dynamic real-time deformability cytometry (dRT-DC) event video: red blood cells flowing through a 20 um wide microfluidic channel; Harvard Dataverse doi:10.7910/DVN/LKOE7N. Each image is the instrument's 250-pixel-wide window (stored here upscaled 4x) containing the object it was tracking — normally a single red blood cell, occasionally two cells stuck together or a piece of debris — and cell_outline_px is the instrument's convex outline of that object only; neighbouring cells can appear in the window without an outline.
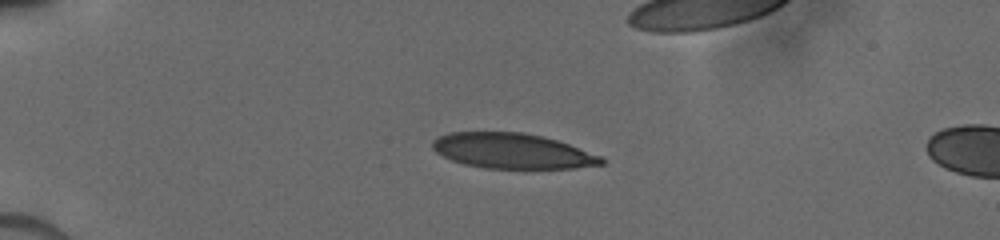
{"species": "human", "species_latin": "Homo sapiens", "temperature_condition": "cold", "stored_images_in_passage": 11, "camera_frame_rate_fps": 3000, "um_per_image_px": 0.085, "donor": {"sex": "male"}, "frame": {"image": 1, "passage_image": 5, "time_ms": 3.333, "image_size_px": [1000, 240], "cell_outline_px": [[604, 164], [576, 168], [484, 168], [464, 164], [452, 160], [436, 152], [432, 148], [432, 140], [448, 132], [524, 132], [556, 140], [604, 156]], "centroid_in_image_um": [43.56, 12.83], "position_along_channel_um": 41.4, "area_um2": 34.68}}
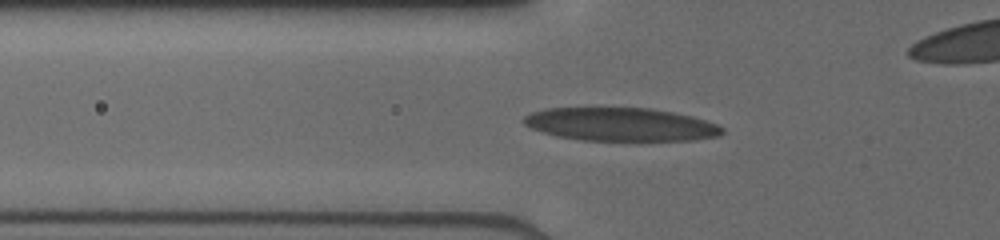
{"frame": {"image": 2, "passage_image": 8, "time_ms": 5.333, "image_size_px": [1000, 240], "cell_outline_px": [[724, 132], [720, 136], [692, 140], [580, 140], [556, 136], [532, 128], [524, 124], [520, 120], [524, 116], [532, 112], [544, 108], [652, 108], [692, 116], [716, 124], [724, 128]], "centroid_in_image_um": [52.74, 10.57], "position_along_channel_um": 73.1, "area_um2": 38.44}}
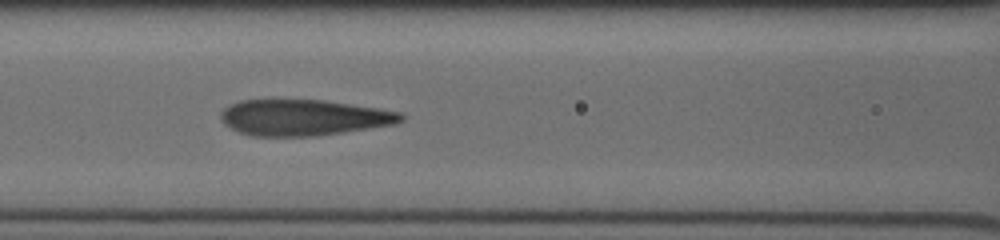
{"frame": {"image": 3, "passage_image": 10, "time_ms": 7.0, "image_size_px": [1000, 240], "cell_outline_px": [[404, 120], [396, 124], [344, 132], [316, 136], [252, 136], [240, 132], [224, 124], [220, 120], [220, 112], [228, 104], [240, 100], [272, 96], [324, 100], [376, 108], [400, 112], [404, 116]], "centroid_in_image_um": [25.72, 9.94], "position_along_channel_um": 140.9, "area_um2": 39.07}}